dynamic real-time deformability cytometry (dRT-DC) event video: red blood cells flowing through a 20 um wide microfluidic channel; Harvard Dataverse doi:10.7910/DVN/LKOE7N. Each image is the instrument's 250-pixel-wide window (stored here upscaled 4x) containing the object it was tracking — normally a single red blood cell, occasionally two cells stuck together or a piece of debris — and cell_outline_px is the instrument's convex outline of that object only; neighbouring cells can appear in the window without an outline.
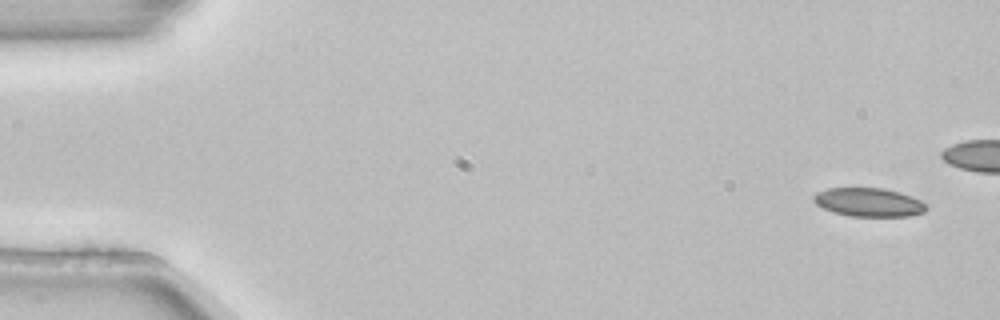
{"species": "common noctule bat (a hibernating species)", "species_latin": "Nyctalus noctula", "temperature_condition": "room temperature", "stored_images_in_passage": 5, "camera_frame_rate_fps": 3000, "um_per_image_px": 0.085, "animal": {"sex": "female", "body_mass_g": 22.7, "forearm_length_mm": 54.2}, "frame": {"image": 1, "passage_image": 1, "time_ms": 0.0, "image_size_px": [1000, 320], "cell_outline_px": [[928, 208], [924, 212], [908, 216], [848, 216], [824, 208], [816, 204], [812, 200], [812, 196], [816, 192], [828, 188], [884, 188], [900, 192], [912, 196], [920, 200]], "centroid_in_image_um": [73.83, 17.18], "position_along_channel_um": 11.2, "area_um2": 18.79}}
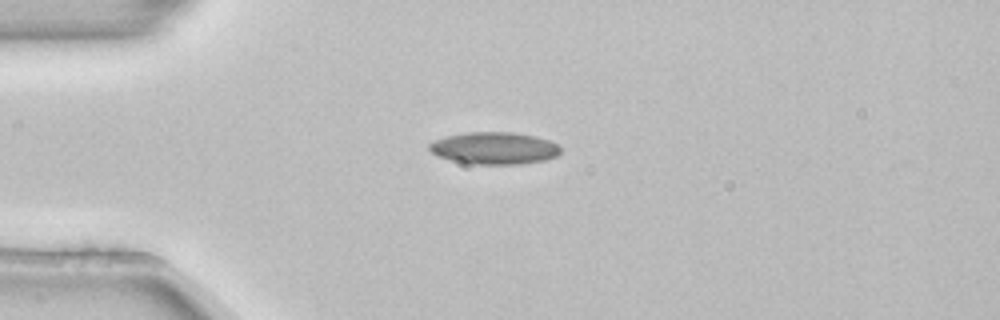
{"frame": {"image": 2, "passage_image": 5, "time_ms": 1.333, "image_size_px": [1000, 320], "cell_outline_px": [[560, 152], [556, 156], [544, 160], [520, 164], [472, 164], [452, 160], [440, 156], [432, 152], [428, 148], [428, 144], [444, 136], [468, 132], [512, 132], [536, 136], [548, 140], [556, 144], [560, 148]], "centroid_in_image_um": [42.01, 12.59], "position_along_channel_um": 43.0, "area_um2": 24.45}}